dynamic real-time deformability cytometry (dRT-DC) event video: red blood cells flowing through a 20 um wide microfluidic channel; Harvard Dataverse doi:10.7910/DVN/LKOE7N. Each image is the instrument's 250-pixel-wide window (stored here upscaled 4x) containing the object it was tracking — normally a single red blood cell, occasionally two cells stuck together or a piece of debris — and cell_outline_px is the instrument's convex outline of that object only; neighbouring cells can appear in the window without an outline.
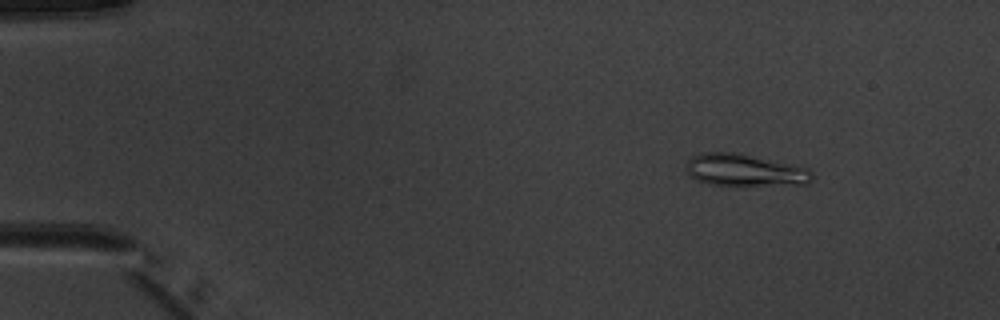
{"species": "common noctule bat (a hibernating species)", "species_latin": "Nyctalus noctula", "temperature_condition": "warm", "stored_images_in_passage": 6, "camera_frame_rate_fps": 3000, "um_per_image_px": 0.085, "animal": {"sex": "male", "body_mass_g": 20.1, "forearm_length_mm": 53.5}, "frame": {"image": 1, "passage_image": 2, "time_ms": 1.333, "image_size_px": [1000, 320], "cell_outline_px": [[812, 180], [808, 184], [708, 184], [696, 180], [688, 172], [688, 160], [692, 156], [704, 152], [736, 152], [808, 168], [812, 172]], "centroid_in_image_um": [63.3, 14.44], "position_along_channel_um": 21.7, "area_um2": 22.95}}
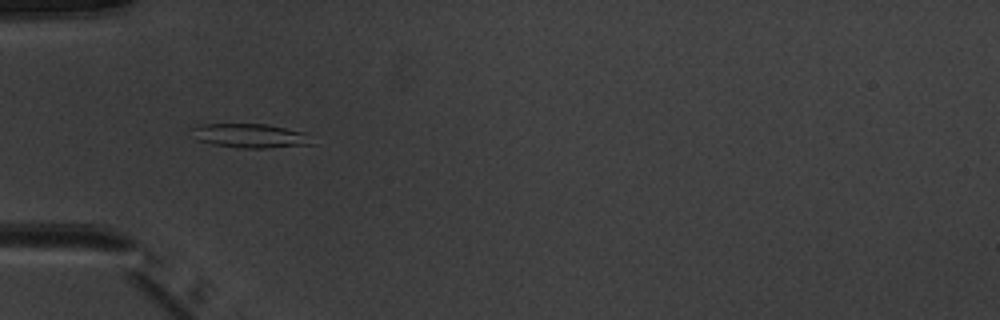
{"frame": {"image": 2, "passage_image": 5, "time_ms": 4.667, "image_size_px": [1000, 320], "cell_outline_px": [[316, 144], [268, 148], [240, 148], [212, 144], [196, 140], [192, 128], [204, 124], [268, 124], [304, 132]], "centroid_in_image_um": [21.3, 11.55], "position_along_channel_um": 63.7, "area_um2": 16.88}}